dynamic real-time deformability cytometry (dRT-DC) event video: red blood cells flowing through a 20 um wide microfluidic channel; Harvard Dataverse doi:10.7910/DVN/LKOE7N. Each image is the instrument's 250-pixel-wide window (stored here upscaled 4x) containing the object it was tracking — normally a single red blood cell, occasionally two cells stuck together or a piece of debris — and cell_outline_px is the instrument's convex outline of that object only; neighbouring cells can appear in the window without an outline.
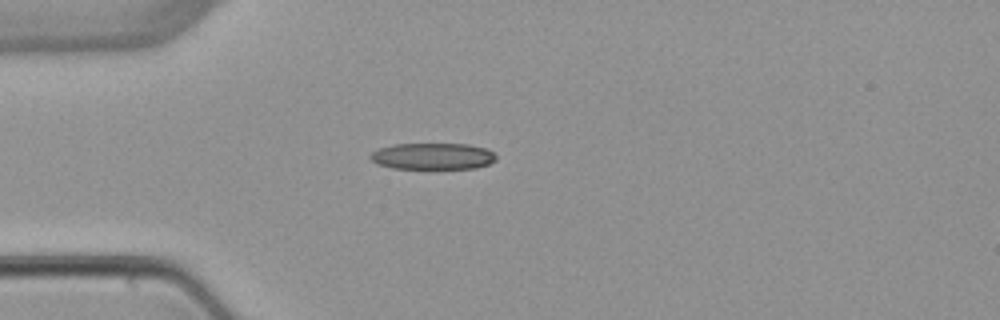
{"species": "common noctule bat (a hibernating species)", "species_latin": "Nyctalus noctula", "temperature_condition": "warm", "stored_images_in_passage": 2, "camera_frame_rate_fps": 3000, "um_per_image_px": 0.085, "animal": {"sex": "female", "body_mass_g": 22.7, "forearm_length_mm": 54.2}, "frame": {"image": 1, "passage_image": 1, "time_ms": 0.0, "image_size_px": [1000, 320], "cell_outline_px": [[496, 160], [488, 164], [476, 168], [392, 168], [376, 164], [368, 156], [376, 148], [392, 144], [468, 144], [488, 148], [496, 156]], "centroid_in_image_um": [36.75, 13.27], "position_along_channel_um": 48.2, "area_um2": 19.54}}